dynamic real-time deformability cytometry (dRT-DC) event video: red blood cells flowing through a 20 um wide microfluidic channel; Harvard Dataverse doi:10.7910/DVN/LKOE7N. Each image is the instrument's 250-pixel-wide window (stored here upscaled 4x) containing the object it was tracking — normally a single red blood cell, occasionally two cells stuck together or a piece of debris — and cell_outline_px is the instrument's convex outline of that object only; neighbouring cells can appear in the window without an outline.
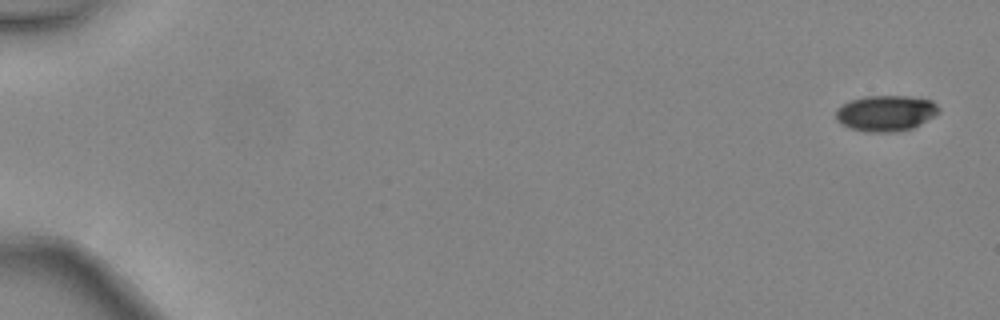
{"species": "common noctule bat (a hibernating species)", "species_latin": "Nyctalus noctula", "temperature_condition": "warm", "stored_images_in_passage": 4, "camera_frame_rate_fps": 3000, "um_per_image_px": 0.085, "animal": {"sex": "female", "body_mass_g": 24.6, "forearm_length_mm": 56.2}, "frame": {"image": 1, "passage_image": 1, "time_ms": 0.0, "image_size_px": [1000, 320], "cell_outline_px": [[940, 112], [920, 124], [912, 128], [896, 132], [864, 132], [848, 128], [840, 124], [836, 120], [836, 108], [840, 104], [848, 100], [864, 96], [908, 96], [932, 100], [940, 108]], "centroid_in_image_um": [75.24, 9.62], "position_along_channel_um": 9.8, "area_um2": 21.91}}
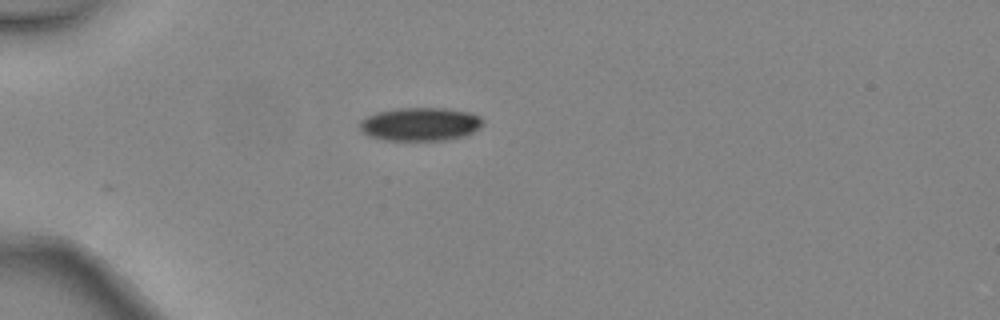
{"frame": {"image": 2, "passage_image": 4, "time_ms": 1.0, "image_size_px": [1000, 320], "cell_outline_px": [[484, 124], [480, 128], [464, 136], [444, 140], [384, 140], [368, 136], [360, 128], [360, 120], [376, 112], [396, 108], [444, 108], [472, 112], [480, 116], [484, 120]], "centroid_in_image_um": [35.75, 10.54], "position_along_channel_um": 49.2, "area_um2": 24.1}}